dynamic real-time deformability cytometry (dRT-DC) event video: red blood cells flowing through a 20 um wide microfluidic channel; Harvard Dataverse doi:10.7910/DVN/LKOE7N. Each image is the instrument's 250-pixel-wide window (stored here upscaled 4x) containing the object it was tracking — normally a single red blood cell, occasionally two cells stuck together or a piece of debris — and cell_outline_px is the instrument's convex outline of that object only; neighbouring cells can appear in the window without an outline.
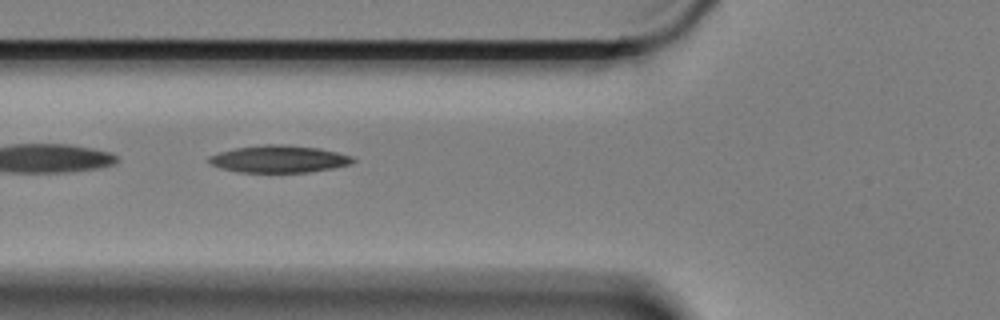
{"species": "Egyptian fruit bat (a non-hibernating species)", "species_latin": "Rousettus aegyptiacus", "temperature_condition": "cold", "stored_images_in_passage": 13, "camera_frame_rate_fps": 3000, "um_per_image_px": 0.085, "animal": {"sex": "female"}, "frame": {"image": 1, "passage_image": 5, "time_ms": 1.333, "image_size_px": [1000, 320], "cell_outline_px": [[356, 160], [348, 164], [332, 168], [308, 172], [236, 172], [220, 168], [212, 164], [208, 160], [208, 156], [220, 152], [236, 148], [264, 144], [284, 144], [320, 148], [352, 156]], "centroid_in_image_um": [23.69, 13.51], "position_along_channel_um": 102.1, "area_um2": 22.72}}